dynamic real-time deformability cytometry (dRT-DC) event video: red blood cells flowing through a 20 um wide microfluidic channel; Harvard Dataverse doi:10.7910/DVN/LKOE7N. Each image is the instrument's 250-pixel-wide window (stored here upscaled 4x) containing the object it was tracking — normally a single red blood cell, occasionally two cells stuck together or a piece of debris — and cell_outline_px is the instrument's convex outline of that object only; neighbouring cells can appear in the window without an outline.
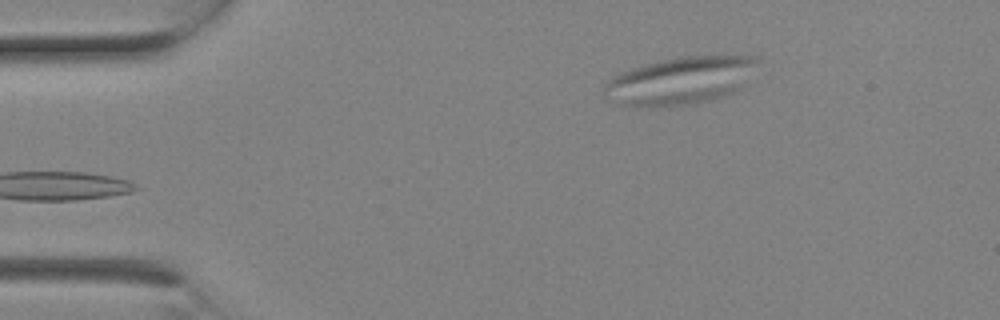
{"species": "Egyptian fruit bat (a non-hibernating species)", "species_latin": "Rousettus aegyptiacus", "temperature_condition": "room temperature", "stored_images_in_passage": 2, "camera_frame_rate_fps": 3000, "um_per_image_px": 0.085, "animal": {"sex": "female"}, "frame": {"image": 1, "passage_image": 2, "time_ms": 0.333, "image_size_px": [1000, 320], "cell_outline_px": [[760, 60], [744, 84], [736, 92], [728, 96], [716, 100], [696, 104], [656, 108], [624, 104], [604, 92], [604, 84], [612, 76], [620, 72], [644, 64], [680, 56], [712, 52], [760, 56]], "centroid_in_image_um": [57.99, 6.8], "position_along_channel_um": 27.0, "area_um2": 43.87}}